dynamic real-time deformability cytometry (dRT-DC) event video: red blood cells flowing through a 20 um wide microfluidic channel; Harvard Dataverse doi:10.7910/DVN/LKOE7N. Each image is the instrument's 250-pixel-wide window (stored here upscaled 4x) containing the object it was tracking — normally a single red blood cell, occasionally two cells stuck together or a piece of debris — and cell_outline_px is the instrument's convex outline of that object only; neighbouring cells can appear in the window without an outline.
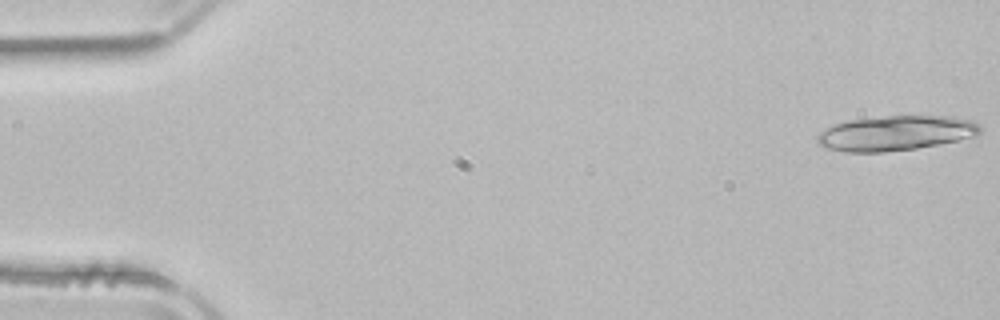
{"species": "common noctule bat (a hibernating species)", "species_latin": "Nyctalus noctula", "temperature_condition": "room temperature", "stored_images_in_passage": 18, "camera_frame_rate_fps": 3000, "um_per_image_px": 0.085, "animal": {"sex": "male", "body_mass_g": 21.5, "forearm_length_mm": 52.0}, "frame": {"image": 1, "passage_image": 1, "time_ms": 0.0, "image_size_px": [1000, 320], "cell_outline_px": [[984, 128], [976, 136], [916, 148], [884, 152], [844, 152], [828, 148], [820, 144], [816, 140], [816, 136], [820, 132], [832, 124], [848, 120], [888, 116], [952, 116], [972, 120], [980, 124]], "centroid_in_image_um": [76.14, 11.31], "position_along_channel_um": 8.9, "area_um2": 33.12}}